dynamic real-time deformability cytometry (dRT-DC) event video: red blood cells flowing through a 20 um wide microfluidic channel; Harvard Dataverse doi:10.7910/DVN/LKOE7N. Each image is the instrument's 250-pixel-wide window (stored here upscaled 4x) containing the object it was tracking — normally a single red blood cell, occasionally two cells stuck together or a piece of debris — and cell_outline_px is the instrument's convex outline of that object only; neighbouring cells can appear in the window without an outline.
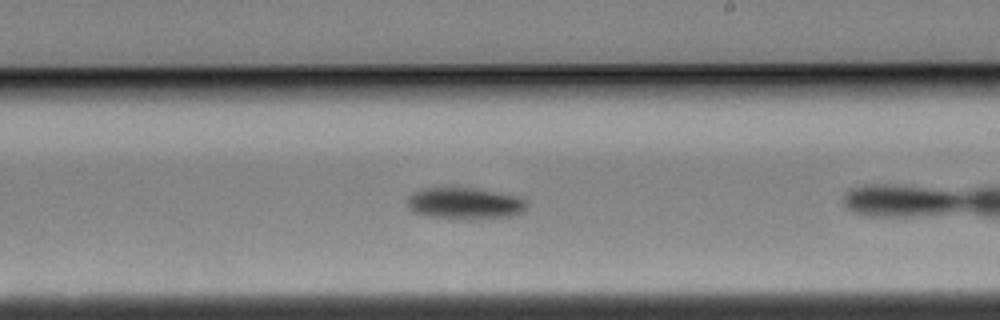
{"species": "Egyptian fruit bat (a non-hibernating species)", "species_latin": "Rousettus aegyptiacus", "temperature_condition": "cold", "stored_images_in_passage": 23, "camera_frame_rate_fps": 3000, "um_per_image_px": 0.085, "animal": {"sex": "female"}, "frame": {"image": 1, "passage_image": 18, "time_ms": 5.667, "image_size_px": [1000, 320], "cell_outline_px": [[528, 204], [524, 212], [512, 216], [460, 220], [424, 216], [412, 212], [408, 208], [408, 200], [412, 192], [424, 188], [472, 188], [520, 196], [528, 200]], "centroid_in_image_um": [39.53, 17.31], "position_along_channel_um": 249.5, "area_um2": 22.43}}
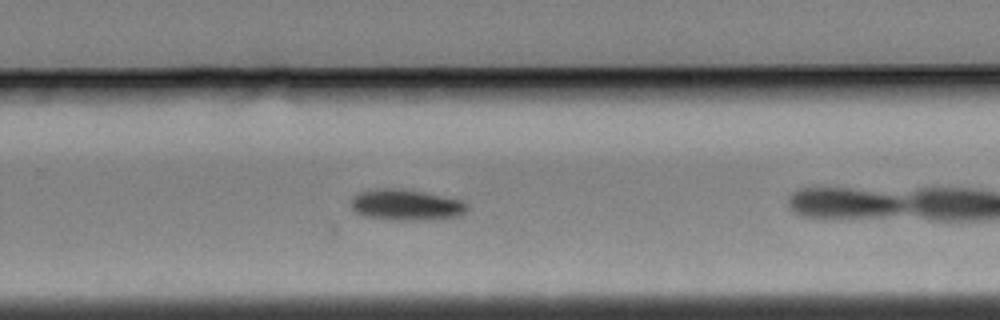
{"frame": {"image": 2, "passage_image": 22, "time_ms": 7.0, "image_size_px": [1000, 320], "cell_outline_px": [[468, 208], [464, 212], [456, 216], [436, 220], [388, 220], [364, 216], [356, 212], [348, 204], [348, 200], [352, 196], [360, 192], [376, 188], [400, 188], [460, 200], [468, 204]], "centroid_in_image_um": [34.43, 17.43], "position_along_channel_um": 295.4, "area_um2": 21.15}}